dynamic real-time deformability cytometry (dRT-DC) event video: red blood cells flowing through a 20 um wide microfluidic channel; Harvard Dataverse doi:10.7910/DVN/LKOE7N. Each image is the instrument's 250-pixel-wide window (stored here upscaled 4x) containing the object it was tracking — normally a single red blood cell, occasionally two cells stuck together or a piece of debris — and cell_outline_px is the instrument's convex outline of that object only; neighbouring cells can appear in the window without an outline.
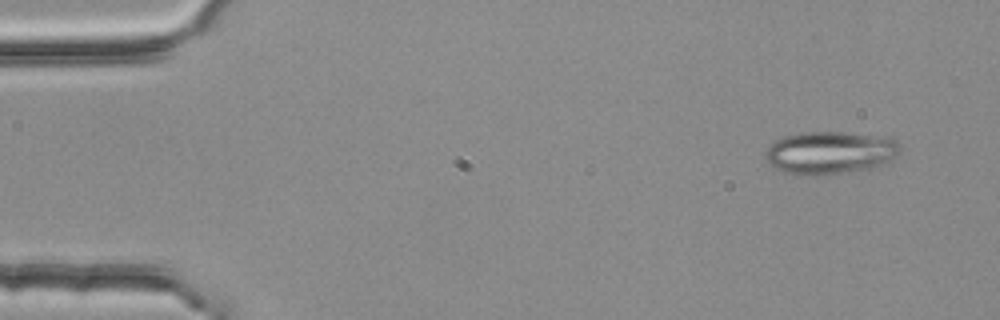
{"species": "common noctule bat (a hibernating species)", "species_latin": "Nyctalus noctula", "temperature_condition": "room temperature", "stored_images_in_passage": 51, "camera_frame_rate_fps": 3000, "um_per_image_px": 0.085, "animal": {"sex": "female", "body_mass_g": 25.1}, "frame": {"image": 1, "passage_image": 1, "time_ms": 0.0, "image_size_px": [1000, 320], "cell_outline_px": [[900, 152], [888, 164], [848, 172], [800, 176], [784, 172], [772, 168], [768, 164], [764, 156], [764, 152], [776, 140], [784, 136], [800, 132], [844, 132], [888, 136], [896, 140], [900, 144]], "centroid_in_image_um": [70.56, 12.97], "position_along_channel_um": 14.4, "area_um2": 34.1}}
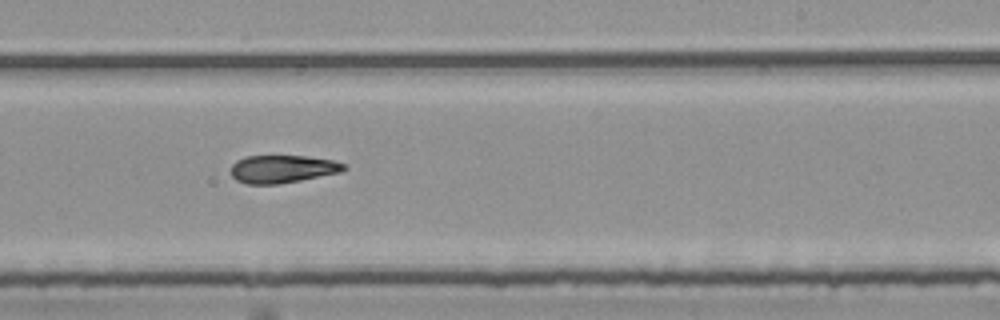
{"frame": {"image": 2, "passage_image": 30, "time_ms": 9.667, "image_size_px": [1000, 320], "cell_outline_px": [[348, 168], [340, 172], [280, 184], [248, 184], [236, 180], [232, 176], [232, 164], [236, 160], [244, 156], [308, 156], [332, 160], [348, 164]], "centroid_in_image_um": [24.03, 14.36], "position_along_channel_um": 265.0, "area_um2": 18.38}}
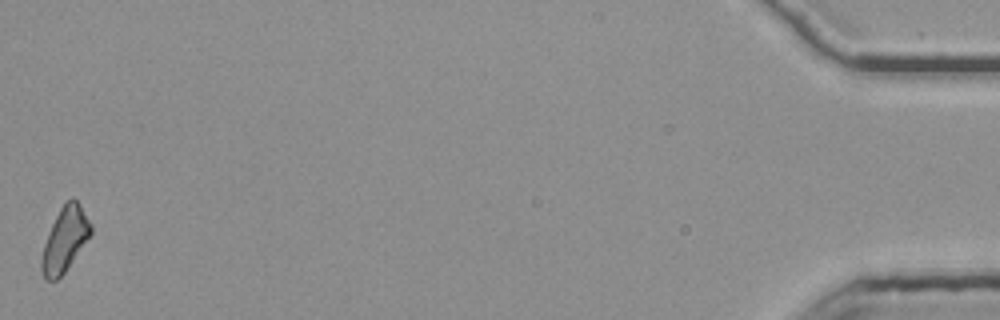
{"frame": {"image": 3, "passage_image": 51, "time_ms": 16.667, "image_size_px": [1000, 320], "cell_outline_px": [[92, 232], [64, 272], [56, 280], [44, 280], [40, 268], [40, 260], [44, 244], [52, 224], [60, 208], [72, 196], [80, 204], [92, 224]], "centroid_in_image_um": [5.5, 20.35], "position_along_channel_um": 429.7, "area_um2": 18.21}, "authors_computed_cell_mechanics": {"area_um2": 18.9006, "velocity_mm_per_s": 3.7833, "shape_relaxation_time_tau1_ms": null, "shape_relaxation_time_tau2_ms": 8.2928, "deformation_change_tau1": null, "deformation_change_tau2": 0.1733}}